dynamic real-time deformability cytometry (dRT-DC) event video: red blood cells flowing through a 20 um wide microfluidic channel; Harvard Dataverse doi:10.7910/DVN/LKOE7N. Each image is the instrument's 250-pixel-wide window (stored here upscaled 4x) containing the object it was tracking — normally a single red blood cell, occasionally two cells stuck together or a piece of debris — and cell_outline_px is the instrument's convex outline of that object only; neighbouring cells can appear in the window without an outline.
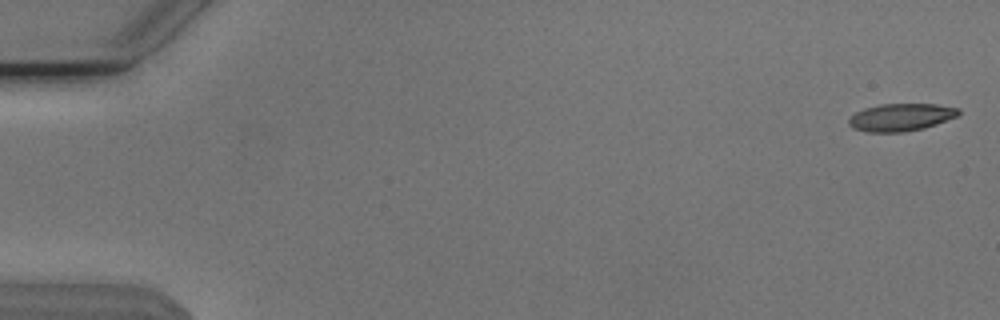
{"species": "Egyptian fruit bat (a non-hibernating species)", "species_latin": "Rousettus aegyptiacus", "temperature_condition": "cold", "stored_images_in_passage": 9, "camera_frame_rate_fps": 3000, "um_per_image_px": 0.085, "animal": {"sex": "male"}, "frame": {"image": 1, "passage_image": 1, "time_ms": 0.0, "image_size_px": [1000, 320], "cell_outline_px": [[960, 112], [956, 116], [936, 124], [924, 128], [904, 132], [868, 132], [852, 128], [848, 124], [848, 120], [856, 112], [864, 108], [880, 104], [936, 104], [960, 108]], "centroid_in_image_um": [76.56, 9.96], "position_along_channel_um": 8.4, "area_um2": 17.57}}